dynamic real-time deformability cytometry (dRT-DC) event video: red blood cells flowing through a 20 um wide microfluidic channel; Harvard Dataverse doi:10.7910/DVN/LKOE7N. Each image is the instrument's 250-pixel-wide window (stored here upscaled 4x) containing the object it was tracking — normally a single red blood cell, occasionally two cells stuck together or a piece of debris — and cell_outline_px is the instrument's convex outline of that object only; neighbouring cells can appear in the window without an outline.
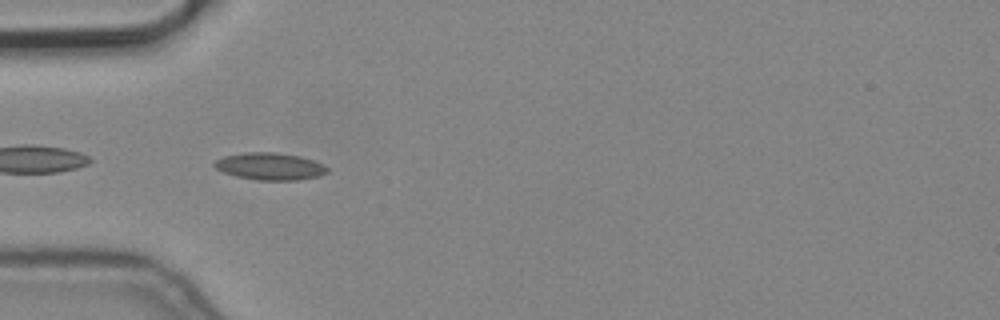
{"species": "common noctule bat (a hibernating species)", "species_latin": "Nyctalus noctula", "temperature_condition": "cold", "stored_images_in_passage": 8, "camera_frame_rate_fps": 3000, "um_per_image_px": 0.085, "animal": {"sex": "male", "body_mass_g": 19.2, "forearm_length_mm": 51.8}, "frame": {"image": 1, "passage_image": 5, "time_ms": 1.333, "image_size_px": [1000, 320], "cell_outline_px": [[328, 172], [320, 176], [296, 180], [256, 180], [236, 176], [224, 172], [216, 168], [212, 164], [216, 160], [224, 156], [244, 152], [276, 152], [300, 156], [324, 164], [328, 168]], "centroid_in_image_um": [22.96, 14.13], "position_along_channel_um": 62.0, "area_um2": 17.92}}
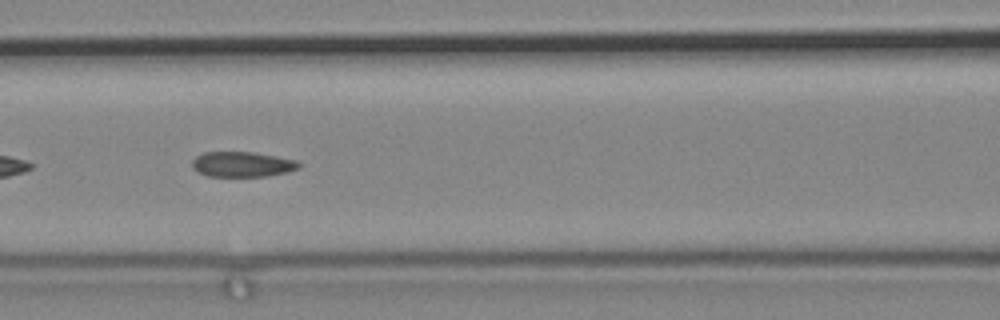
{"frame": {"image": 2, "passage_image": 7, "time_ms": 2.0, "image_size_px": [1000, 320], "cell_outline_px": [[300, 168], [288, 172], [264, 176], [208, 176], [196, 172], [192, 168], [192, 160], [196, 156], [204, 152], [256, 152], [296, 160], [300, 164]], "centroid_in_image_um": [20.57, 13.96], "position_along_channel_um": 146.0, "area_um2": 15.78}}
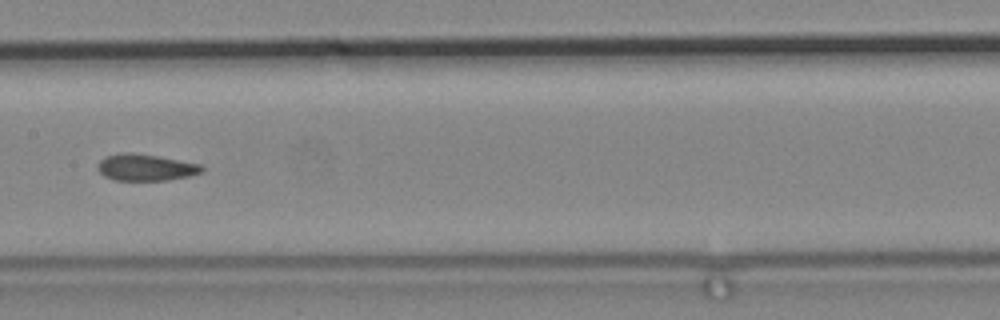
{"frame": {"image": 3, "passage_image": 8, "time_ms": 2.333, "image_size_px": [1000, 320], "cell_outline_px": [[204, 172], [188, 176], [168, 180], [112, 180], [104, 176], [96, 168], [100, 160], [104, 156], [120, 152], [132, 152], [156, 156], [200, 164], [204, 168]], "centroid_in_image_um": [12.34, 14.23], "position_along_channel_um": 195.1, "area_um2": 16.24}}